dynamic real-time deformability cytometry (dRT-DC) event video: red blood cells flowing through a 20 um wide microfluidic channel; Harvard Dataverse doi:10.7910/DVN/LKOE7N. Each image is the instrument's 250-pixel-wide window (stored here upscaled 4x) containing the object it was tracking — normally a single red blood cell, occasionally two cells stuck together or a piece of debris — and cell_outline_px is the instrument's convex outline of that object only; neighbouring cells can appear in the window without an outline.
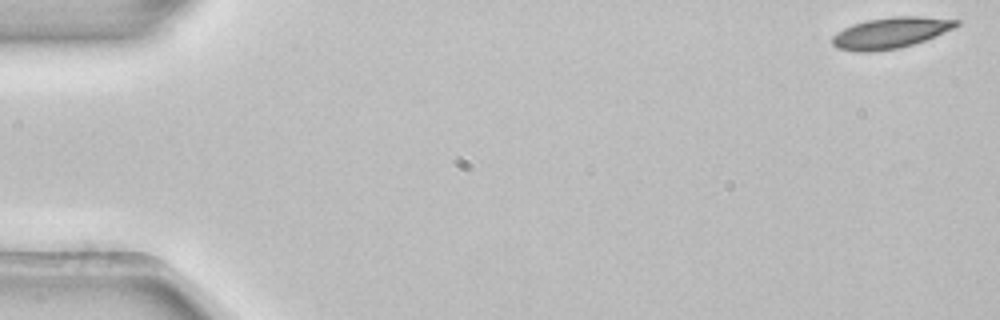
{"species": "common noctule bat (a hibernating species)", "species_latin": "Nyctalus noctula", "temperature_condition": "room temperature", "stored_images_in_passage": 53, "camera_frame_rate_fps": 3000, "um_per_image_px": 0.085, "animal": {"sex": "female", "body_mass_g": 22.7, "forearm_length_mm": 54.2}, "frame": {"image": 1, "passage_image": 1, "time_ms": 0.0, "image_size_px": [1000, 320], "cell_outline_px": [[960, 24], [952, 28], [924, 40], [900, 48], [872, 52], [856, 52], [836, 48], [832, 44], [832, 36], [836, 32], [852, 24], [868, 20], [892, 16], [920, 16], [960, 20]], "centroid_in_image_um": [75.64, 2.79], "position_along_channel_um": 9.4, "area_um2": 22.37}}
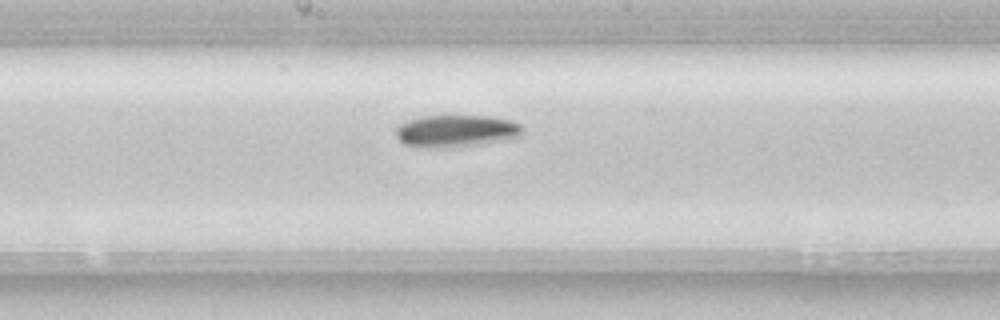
{"frame": {"image": 2, "passage_image": 28, "time_ms": 9.0, "image_size_px": [1000, 320], "cell_outline_px": [[524, 132], [520, 136], [504, 140], [460, 148], [420, 148], [404, 144], [396, 136], [396, 128], [400, 124], [408, 120], [420, 116], [488, 116], [508, 120], [520, 124], [524, 128]], "centroid_in_image_um": [38.76, 11.16], "position_along_channel_um": 209.4, "area_um2": 24.16}}
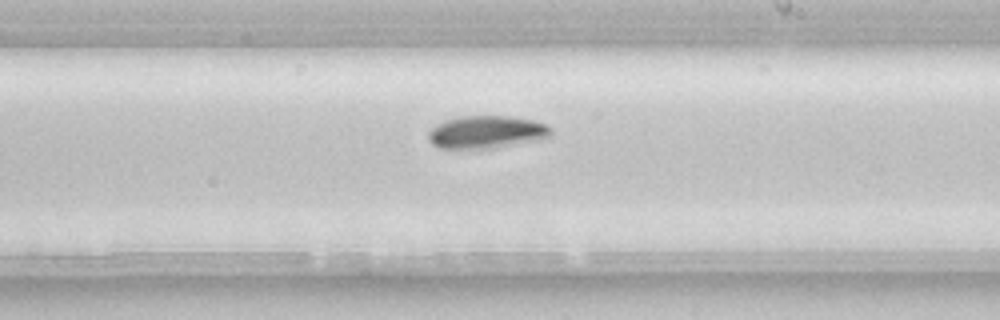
{"frame": {"image": 3, "passage_image": 31, "time_ms": 10.0, "image_size_px": [1000, 320], "cell_outline_px": [[552, 136], [544, 140], [496, 148], [440, 148], [432, 144], [428, 140], [428, 132], [436, 124], [444, 120], [460, 116], [508, 116], [532, 120], [548, 124], [552, 128]], "centroid_in_image_um": [41.41, 11.23], "position_along_channel_um": 247.6, "area_um2": 23.81}, "authors_computed_cell_mechanics": {"area_um2": 22.831, "velocity_mm_per_s": 3.8481, "shape_relaxation_time_tau1_ms": 4.0404, "shape_relaxation_time_tau2_ms": null, "deformation_change_tau1": 0.1138, "deformation_change_tau2": null}}